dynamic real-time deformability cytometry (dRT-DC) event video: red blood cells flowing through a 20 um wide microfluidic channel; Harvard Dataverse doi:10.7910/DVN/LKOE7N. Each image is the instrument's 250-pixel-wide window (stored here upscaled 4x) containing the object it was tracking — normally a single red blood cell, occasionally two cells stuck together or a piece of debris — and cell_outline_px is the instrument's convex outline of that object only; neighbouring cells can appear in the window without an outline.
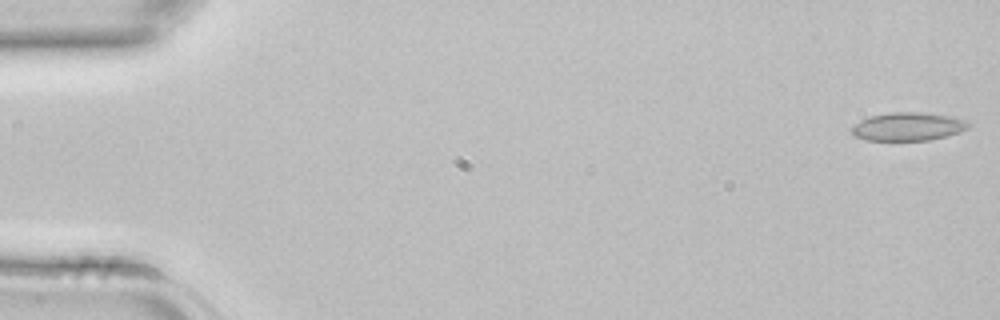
{"species": "common noctule bat (a hibernating species)", "species_latin": "Nyctalus noctula", "temperature_condition": "room temperature", "stored_images_in_passage": 4, "camera_frame_rate_fps": 3000, "um_per_image_px": 0.085, "animal": {"sex": "female", "body_mass_g": 22.7, "forearm_length_mm": 54.2}, "frame": {"image": 1, "passage_image": 1, "time_ms": 0.0, "image_size_px": [1000, 320], "cell_outline_px": [[972, 124], [968, 128], [960, 132], [928, 140], [864, 140], [852, 136], [852, 128], [860, 120], [868, 116], [892, 112], [920, 112], [952, 116], [968, 120]], "centroid_in_image_um": [77.19, 10.75], "position_along_channel_um": 7.8, "area_um2": 19.36}}
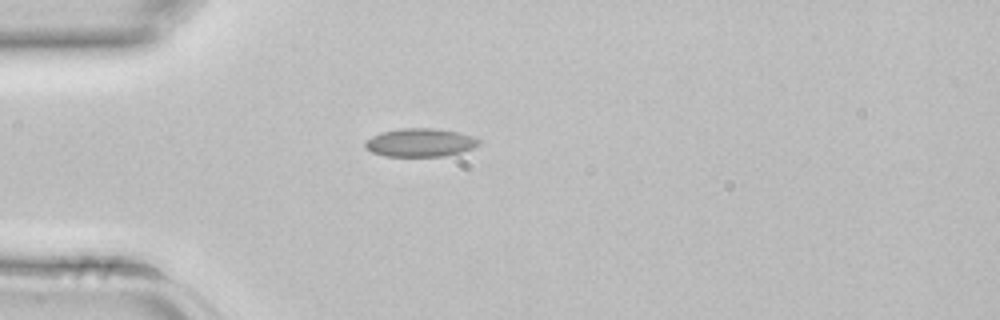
{"frame": {"image": 2, "passage_image": 4, "time_ms": 1.0, "image_size_px": [1000, 320], "cell_outline_px": [[484, 140], [480, 144], [472, 148], [460, 152], [444, 156], [384, 156], [372, 152], [364, 148], [364, 140], [380, 132], [400, 128], [432, 128], [456, 132], [472, 136]], "centroid_in_image_um": [35.69, 12.11], "position_along_channel_um": 49.3, "area_um2": 18.9}}